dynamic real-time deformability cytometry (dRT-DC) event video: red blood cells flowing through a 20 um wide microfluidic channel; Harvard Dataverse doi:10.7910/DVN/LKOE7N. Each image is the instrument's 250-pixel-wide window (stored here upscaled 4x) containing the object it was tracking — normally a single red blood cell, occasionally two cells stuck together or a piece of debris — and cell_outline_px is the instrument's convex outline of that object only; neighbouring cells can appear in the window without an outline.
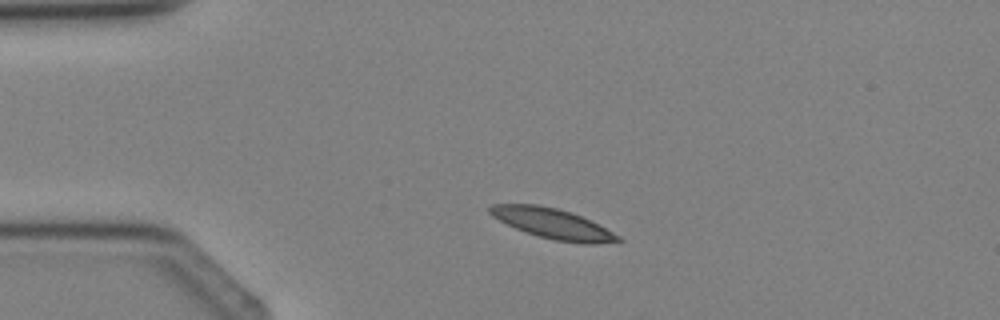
{"species": "Egyptian fruit bat (a non-hibernating species)", "species_latin": "Rousettus aegyptiacus", "temperature_condition": "cold", "stored_images_in_passage": 3, "camera_frame_rate_fps": 3000, "um_per_image_px": 0.085, "animal": {"sex": "female"}, "frame": {"image": 1, "passage_image": 2, "time_ms": 1.333, "image_size_px": [1000, 320], "cell_outline_px": [[624, 240], [596, 244], [584, 244], [556, 240], [540, 236], [516, 228], [492, 216], [488, 212], [488, 208], [492, 204], [536, 204], [556, 208], [572, 212], [620, 236]], "centroid_in_image_um": [46.97, 19.0], "position_along_channel_um": 38.0, "area_um2": 22.08}}